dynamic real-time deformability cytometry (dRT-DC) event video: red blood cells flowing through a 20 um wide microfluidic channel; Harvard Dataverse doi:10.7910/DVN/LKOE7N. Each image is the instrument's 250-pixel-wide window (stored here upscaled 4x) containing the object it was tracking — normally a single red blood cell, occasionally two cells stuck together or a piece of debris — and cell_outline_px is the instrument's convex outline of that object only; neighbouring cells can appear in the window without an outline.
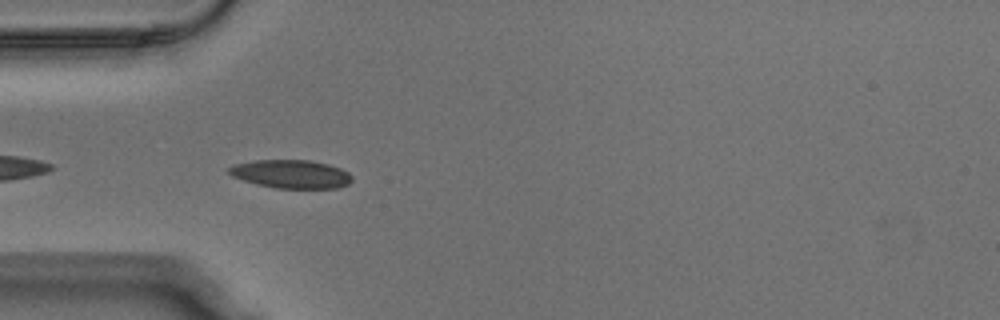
{"species": "Egyptian fruit bat (a non-hibernating species)", "species_latin": "Rousettus aegyptiacus", "temperature_condition": "warm", "stored_images_in_passage": 7, "camera_frame_rate_fps": 3000, "um_per_image_px": 0.085, "animal": {"sex": "male"}, "frame": {"image": 1, "passage_image": 4, "time_ms": 1.0, "image_size_px": [1000, 320], "cell_outline_px": [[352, 180], [348, 184], [336, 188], [276, 188], [256, 184], [232, 176], [228, 172], [228, 168], [236, 164], [256, 160], [308, 160], [328, 164], [340, 168], [348, 172], [352, 176]], "centroid_in_image_um": [24.75, 14.79], "position_along_channel_um": 60.2, "area_um2": 20.23}}
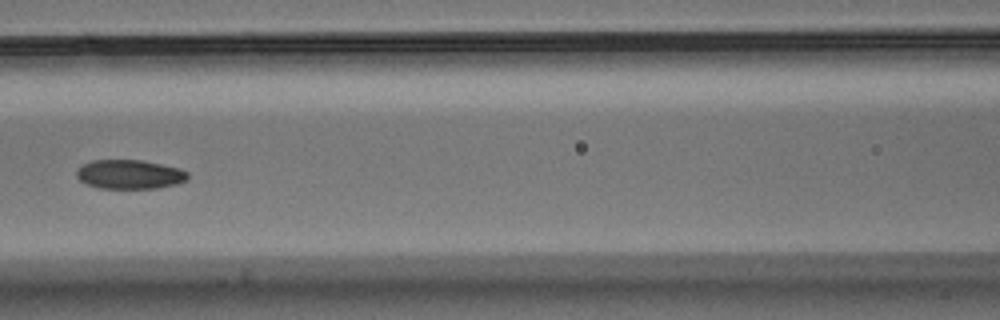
{"frame": {"image": 2, "passage_image": 6, "time_ms": 1.667, "image_size_px": [1000, 320], "cell_outline_px": [[188, 180], [176, 184], [160, 188], [100, 188], [84, 184], [76, 176], [76, 168], [80, 164], [92, 160], [144, 160], [180, 168], [188, 172]], "centroid_in_image_um": [10.99, 14.81], "position_along_channel_um": 155.6, "area_um2": 19.25}}
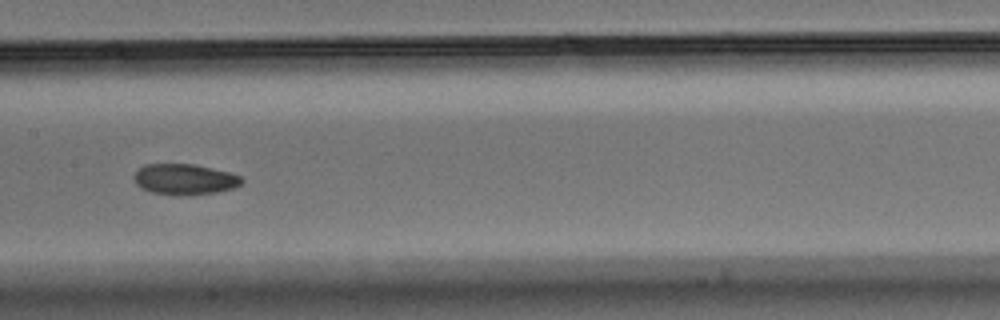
{"frame": {"image": 3, "passage_image": 7, "time_ms": 2.0, "image_size_px": [1000, 320], "cell_outline_px": [[244, 180], [240, 184], [232, 188], [216, 192], [192, 196], [172, 196], [152, 192], [140, 188], [136, 184], [132, 176], [144, 164], [196, 164], [228, 172], [240, 176]], "centroid_in_image_um": [15.66, 15.26], "position_along_channel_um": 191.7, "area_um2": 19.59}}